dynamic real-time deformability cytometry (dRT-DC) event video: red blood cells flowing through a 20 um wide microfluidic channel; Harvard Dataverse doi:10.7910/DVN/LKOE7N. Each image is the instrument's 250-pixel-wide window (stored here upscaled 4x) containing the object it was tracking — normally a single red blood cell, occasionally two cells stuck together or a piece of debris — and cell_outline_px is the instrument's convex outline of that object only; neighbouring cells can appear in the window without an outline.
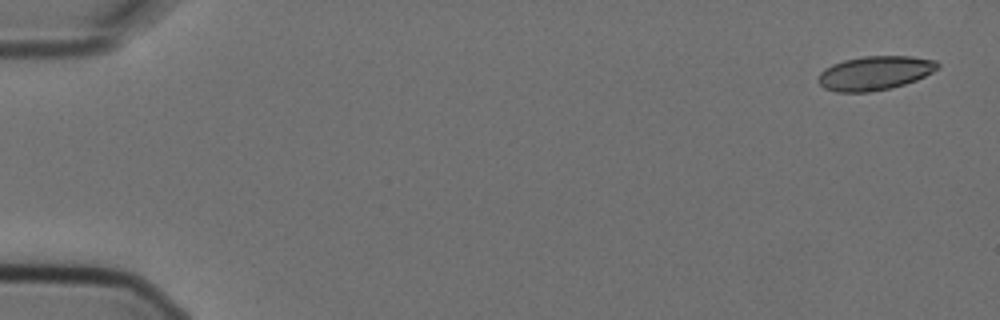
{"species": "Egyptian fruit bat (a non-hibernating species)", "species_latin": "Rousettus aegyptiacus", "temperature_condition": "cold", "stored_images_in_passage": 6, "segment_of_instrument_passage": [1, 2], "camera_frame_rate_fps": 3000, "um_per_image_px": 0.085, "animal": {"sex": "female"}, "frame": {"image": 1, "passage_image": 1, "time_ms": 0.0, "image_size_px": [1000, 320], "cell_outline_px": [[940, 68], [916, 80], [892, 88], [868, 92], [836, 92], [824, 88], [816, 80], [820, 72], [824, 68], [832, 64], [844, 60], [864, 56], [912, 56], [936, 60], [940, 64]], "centroid_in_image_um": [74.35, 6.21], "position_along_channel_um": 10.6, "area_um2": 23.87}}
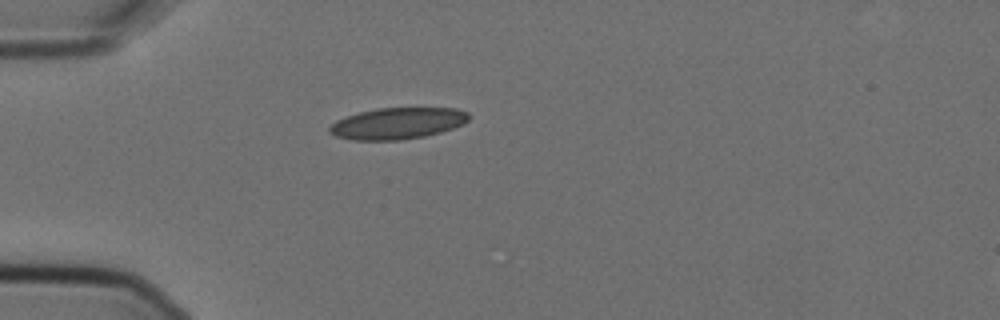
{"frame": {"image": 2, "passage_image": 5, "time_ms": 1.333, "image_size_px": [1000, 320], "cell_outline_px": [[468, 120], [464, 124], [440, 132], [424, 136], [400, 140], [352, 140], [336, 136], [328, 132], [328, 128], [336, 120], [360, 112], [376, 108], [456, 108], [468, 112]], "centroid_in_image_um": [33.78, 10.48], "position_along_channel_um": 51.2, "area_um2": 25.43}}